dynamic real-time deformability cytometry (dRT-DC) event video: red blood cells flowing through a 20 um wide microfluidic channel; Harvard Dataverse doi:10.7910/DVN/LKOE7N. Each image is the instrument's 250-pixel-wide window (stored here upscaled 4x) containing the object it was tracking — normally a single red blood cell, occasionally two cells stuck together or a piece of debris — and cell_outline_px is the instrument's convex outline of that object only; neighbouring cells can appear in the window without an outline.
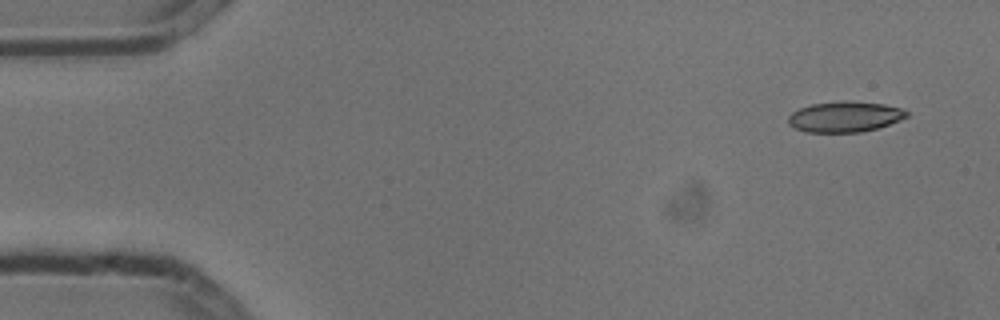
{"species": "common noctule bat (a hibernating species)", "species_latin": "Nyctalus noctula", "temperature_condition": "cold", "stored_images_in_passage": 4, "camera_frame_rate_fps": 3000, "um_per_image_px": 0.085, "animal": {"sex": "male", "body_mass_g": 13.3}, "frame": {"image": 1, "passage_image": 1, "time_ms": 0.0, "image_size_px": [1000, 320], "cell_outline_px": [[908, 116], [900, 120], [876, 128], [860, 132], [808, 132], [796, 128], [788, 124], [788, 116], [792, 112], [800, 108], [812, 104], [884, 104], [904, 108], [908, 112]], "centroid_in_image_um": [71.81, 9.97], "position_along_channel_um": 13.2, "area_um2": 20.06}}
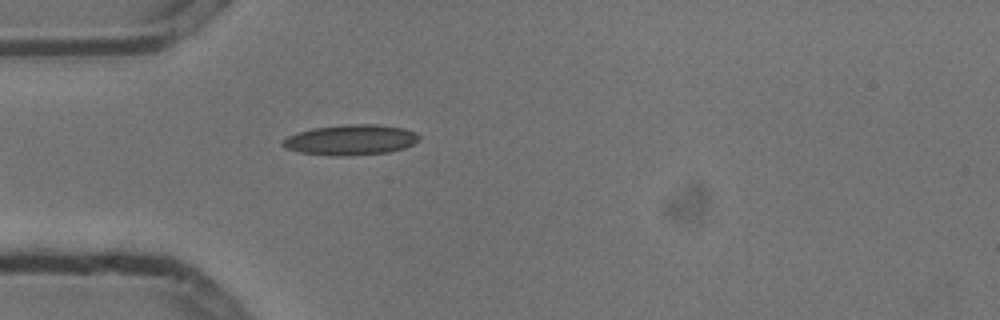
{"frame": {"image": 2, "passage_image": 4, "time_ms": 1.0, "image_size_px": [1000, 320], "cell_outline_px": [[420, 140], [404, 148], [388, 152], [344, 156], [332, 156], [300, 152], [284, 148], [280, 144], [280, 140], [296, 132], [312, 128], [344, 124], [376, 124], [404, 128], [416, 132], [420, 136]], "centroid_in_image_um": [29.78, 11.88], "position_along_channel_um": 55.2, "area_um2": 24.45}}